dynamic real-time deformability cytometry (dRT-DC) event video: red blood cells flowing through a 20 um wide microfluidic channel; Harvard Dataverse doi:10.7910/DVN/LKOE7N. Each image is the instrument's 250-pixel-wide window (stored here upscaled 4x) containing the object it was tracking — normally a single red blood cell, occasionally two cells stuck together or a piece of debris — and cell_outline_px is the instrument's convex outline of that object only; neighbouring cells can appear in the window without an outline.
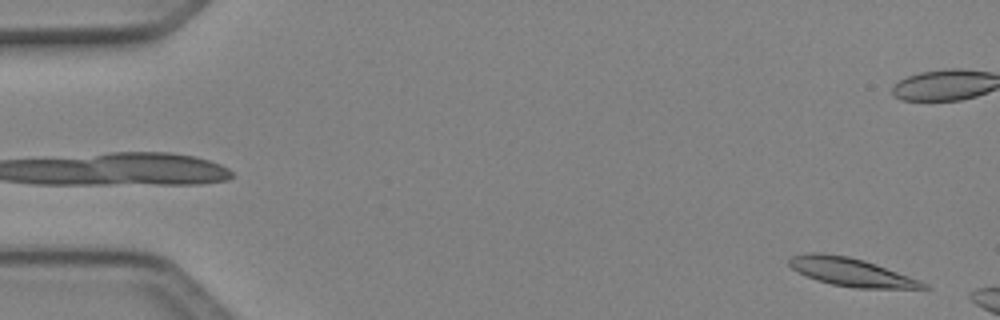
{"species": "Egyptian fruit bat (a non-hibernating species)", "species_latin": "Rousettus aegyptiacus", "temperature_condition": "cold", "stored_images_in_passage": 8, "camera_frame_rate_fps": 3000, "um_per_image_px": 0.085, "animal": {"sex": "female"}, "frame": {"image": 1, "passage_image": 2, "time_ms": 0.333, "image_size_px": [1000, 320], "cell_outline_px": [[932, 288], [852, 288], [832, 284], [816, 280], [792, 268], [788, 264], [788, 260], [792, 256], [808, 252], [820, 252], [848, 256], [864, 260], [876, 264], [920, 280], [928, 284]], "centroid_in_image_um": [72.34, 23.12], "position_along_channel_um": 12.7, "area_um2": 21.96}}